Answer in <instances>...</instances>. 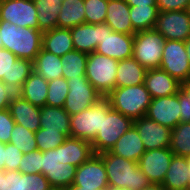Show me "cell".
<instances>
[{
    "label": "cell",
    "mask_w": 190,
    "mask_h": 190,
    "mask_svg": "<svg viewBox=\"0 0 190 190\" xmlns=\"http://www.w3.org/2000/svg\"><path fill=\"white\" fill-rule=\"evenodd\" d=\"M99 155L103 159L110 187L142 190L151 184L136 161L127 160L109 151Z\"/></svg>",
    "instance_id": "obj_1"
},
{
    "label": "cell",
    "mask_w": 190,
    "mask_h": 190,
    "mask_svg": "<svg viewBox=\"0 0 190 190\" xmlns=\"http://www.w3.org/2000/svg\"><path fill=\"white\" fill-rule=\"evenodd\" d=\"M2 48L18 58L33 61L42 48L43 32L31 27H18L8 21H0Z\"/></svg>",
    "instance_id": "obj_2"
},
{
    "label": "cell",
    "mask_w": 190,
    "mask_h": 190,
    "mask_svg": "<svg viewBox=\"0 0 190 190\" xmlns=\"http://www.w3.org/2000/svg\"><path fill=\"white\" fill-rule=\"evenodd\" d=\"M106 98L112 109L133 121L146 115L152 99L144 84L116 87Z\"/></svg>",
    "instance_id": "obj_3"
},
{
    "label": "cell",
    "mask_w": 190,
    "mask_h": 190,
    "mask_svg": "<svg viewBox=\"0 0 190 190\" xmlns=\"http://www.w3.org/2000/svg\"><path fill=\"white\" fill-rule=\"evenodd\" d=\"M117 66L116 59L95 51L88 54L85 76L102 97H107L116 88Z\"/></svg>",
    "instance_id": "obj_4"
},
{
    "label": "cell",
    "mask_w": 190,
    "mask_h": 190,
    "mask_svg": "<svg viewBox=\"0 0 190 190\" xmlns=\"http://www.w3.org/2000/svg\"><path fill=\"white\" fill-rule=\"evenodd\" d=\"M110 108L109 101L103 97L91 107L71 115L70 136L92 143L97 132L101 130L102 114H107Z\"/></svg>",
    "instance_id": "obj_5"
},
{
    "label": "cell",
    "mask_w": 190,
    "mask_h": 190,
    "mask_svg": "<svg viewBox=\"0 0 190 190\" xmlns=\"http://www.w3.org/2000/svg\"><path fill=\"white\" fill-rule=\"evenodd\" d=\"M133 125V120L110 108L107 114H102L101 130L91 143L95 154L110 151L117 140Z\"/></svg>",
    "instance_id": "obj_6"
},
{
    "label": "cell",
    "mask_w": 190,
    "mask_h": 190,
    "mask_svg": "<svg viewBox=\"0 0 190 190\" xmlns=\"http://www.w3.org/2000/svg\"><path fill=\"white\" fill-rule=\"evenodd\" d=\"M165 38L154 29L134 34L133 58L144 68L155 69L161 65Z\"/></svg>",
    "instance_id": "obj_7"
},
{
    "label": "cell",
    "mask_w": 190,
    "mask_h": 190,
    "mask_svg": "<svg viewBox=\"0 0 190 190\" xmlns=\"http://www.w3.org/2000/svg\"><path fill=\"white\" fill-rule=\"evenodd\" d=\"M33 72V61L18 58L7 49L0 48V80L14 93H18Z\"/></svg>",
    "instance_id": "obj_8"
},
{
    "label": "cell",
    "mask_w": 190,
    "mask_h": 190,
    "mask_svg": "<svg viewBox=\"0 0 190 190\" xmlns=\"http://www.w3.org/2000/svg\"><path fill=\"white\" fill-rule=\"evenodd\" d=\"M67 83L69 92L63 108L70 116L82 112L103 98L86 76L72 77Z\"/></svg>",
    "instance_id": "obj_9"
},
{
    "label": "cell",
    "mask_w": 190,
    "mask_h": 190,
    "mask_svg": "<svg viewBox=\"0 0 190 190\" xmlns=\"http://www.w3.org/2000/svg\"><path fill=\"white\" fill-rule=\"evenodd\" d=\"M159 68L180 83L190 79V63L184 41L165 40Z\"/></svg>",
    "instance_id": "obj_10"
},
{
    "label": "cell",
    "mask_w": 190,
    "mask_h": 190,
    "mask_svg": "<svg viewBox=\"0 0 190 190\" xmlns=\"http://www.w3.org/2000/svg\"><path fill=\"white\" fill-rule=\"evenodd\" d=\"M107 187L109 185L103 159L99 154H93L77 167L72 186L69 188L105 190Z\"/></svg>",
    "instance_id": "obj_11"
},
{
    "label": "cell",
    "mask_w": 190,
    "mask_h": 190,
    "mask_svg": "<svg viewBox=\"0 0 190 190\" xmlns=\"http://www.w3.org/2000/svg\"><path fill=\"white\" fill-rule=\"evenodd\" d=\"M37 15L33 0H0V21L39 30Z\"/></svg>",
    "instance_id": "obj_12"
},
{
    "label": "cell",
    "mask_w": 190,
    "mask_h": 190,
    "mask_svg": "<svg viewBox=\"0 0 190 190\" xmlns=\"http://www.w3.org/2000/svg\"><path fill=\"white\" fill-rule=\"evenodd\" d=\"M153 29L165 40L186 41L190 37V14L187 10L159 11Z\"/></svg>",
    "instance_id": "obj_13"
},
{
    "label": "cell",
    "mask_w": 190,
    "mask_h": 190,
    "mask_svg": "<svg viewBox=\"0 0 190 190\" xmlns=\"http://www.w3.org/2000/svg\"><path fill=\"white\" fill-rule=\"evenodd\" d=\"M134 35L113 31L104 23V37L95 52L118 61L133 57Z\"/></svg>",
    "instance_id": "obj_14"
},
{
    "label": "cell",
    "mask_w": 190,
    "mask_h": 190,
    "mask_svg": "<svg viewBox=\"0 0 190 190\" xmlns=\"http://www.w3.org/2000/svg\"><path fill=\"white\" fill-rule=\"evenodd\" d=\"M174 154L170 148L146 150L138 160V167L152 184H161Z\"/></svg>",
    "instance_id": "obj_15"
},
{
    "label": "cell",
    "mask_w": 190,
    "mask_h": 190,
    "mask_svg": "<svg viewBox=\"0 0 190 190\" xmlns=\"http://www.w3.org/2000/svg\"><path fill=\"white\" fill-rule=\"evenodd\" d=\"M179 90L167 97L152 98L146 117L158 124L174 129L180 123Z\"/></svg>",
    "instance_id": "obj_16"
},
{
    "label": "cell",
    "mask_w": 190,
    "mask_h": 190,
    "mask_svg": "<svg viewBox=\"0 0 190 190\" xmlns=\"http://www.w3.org/2000/svg\"><path fill=\"white\" fill-rule=\"evenodd\" d=\"M145 150L169 148L172 129L150 120L146 116L133 121Z\"/></svg>",
    "instance_id": "obj_17"
},
{
    "label": "cell",
    "mask_w": 190,
    "mask_h": 190,
    "mask_svg": "<svg viewBox=\"0 0 190 190\" xmlns=\"http://www.w3.org/2000/svg\"><path fill=\"white\" fill-rule=\"evenodd\" d=\"M73 46L76 51L92 53L104 37V23H82L70 29Z\"/></svg>",
    "instance_id": "obj_18"
},
{
    "label": "cell",
    "mask_w": 190,
    "mask_h": 190,
    "mask_svg": "<svg viewBox=\"0 0 190 190\" xmlns=\"http://www.w3.org/2000/svg\"><path fill=\"white\" fill-rule=\"evenodd\" d=\"M8 109L16 124L24 126L34 133L40 129L41 108L32 105L20 95L15 94Z\"/></svg>",
    "instance_id": "obj_19"
},
{
    "label": "cell",
    "mask_w": 190,
    "mask_h": 190,
    "mask_svg": "<svg viewBox=\"0 0 190 190\" xmlns=\"http://www.w3.org/2000/svg\"><path fill=\"white\" fill-rule=\"evenodd\" d=\"M60 163L79 167L86 162L94 153L89 141L75 137H67L62 145L57 147Z\"/></svg>",
    "instance_id": "obj_20"
},
{
    "label": "cell",
    "mask_w": 190,
    "mask_h": 190,
    "mask_svg": "<svg viewBox=\"0 0 190 190\" xmlns=\"http://www.w3.org/2000/svg\"><path fill=\"white\" fill-rule=\"evenodd\" d=\"M144 85L151 98L174 95L180 88V82L160 68L147 70Z\"/></svg>",
    "instance_id": "obj_21"
},
{
    "label": "cell",
    "mask_w": 190,
    "mask_h": 190,
    "mask_svg": "<svg viewBox=\"0 0 190 190\" xmlns=\"http://www.w3.org/2000/svg\"><path fill=\"white\" fill-rule=\"evenodd\" d=\"M145 151L143 141L136 127L132 125V127L117 140L109 152L127 160L138 162Z\"/></svg>",
    "instance_id": "obj_22"
},
{
    "label": "cell",
    "mask_w": 190,
    "mask_h": 190,
    "mask_svg": "<svg viewBox=\"0 0 190 190\" xmlns=\"http://www.w3.org/2000/svg\"><path fill=\"white\" fill-rule=\"evenodd\" d=\"M113 31L133 34L130 20V6L125 0H108L105 22Z\"/></svg>",
    "instance_id": "obj_23"
},
{
    "label": "cell",
    "mask_w": 190,
    "mask_h": 190,
    "mask_svg": "<svg viewBox=\"0 0 190 190\" xmlns=\"http://www.w3.org/2000/svg\"><path fill=\"white\" fill-rule=\"evenodd\" d=\"M5 190H52L43 174H22L16 170L5 171Z\"/></svg>",
    "instance_id": "obj_24"
},
{
    "label": "cell",
    "mask_w": 190,
    "mask_h": 190,
    "mask_svg": "<svg viewBox=\"0 0 190 190\" xmlns=\"http://www.w3.org/2000/svg\"><path fill=\"white\" fill-rule=\"evenodd\" d=\"M70 117L63 107L45 105L40 112V128L60 131L66 138L70 137Z\"/></svg>",
    "instance_id": "obj_25"
},
{
    "label": "cell",
    "mask_w": 190,
    "mask_h": 190,
    "mask_svg": "<svg viewBox=\"0 0 190 190\" xmlns=\"http://www.w3.org/2000/svg\"><path fill=\"white\" fill-rule=\"evenodd\" d=\"M42 48L59 57L74 50L70 29L56 27L44 31L42 34Z\"/></svg>",
    "instance_id": "obj_26"
},
{
    "label": "cell",
    "mask_w": 190,
    "mask_h": 190,
    "mask_svg": "<svg viewBox=\"0 0 190 190\" xmlns=\"http://www.w3.org/2000/svg\"><path fill=\"white\" fill-rule=\"evenodd\" d=\"M147 69L133 57L118 61L116 87L144 84Z\"/></svg>",
    "instance_id": "obj_27"
},
{
    "label": "cell",
    "mask_w": 190,
    "mask_h": 190,
    "mask_svg": "<svg viewBox=\"0 0 190 190\" xmlns=\"http://www.w3.org/2000/svg\"><path fill=\"white\" fill-rule=\"evenodd\" d=\"M188 170L186 157L174 155L162 186L166 190H189Z\"/></svg>",
    "instance_id": "obj_28"
},
{
    "label": "cell",
    "mask_w": 190,
    "mask_h": 190,
    "mask_svg": "<svg viewBox=\"0 0 190 190\" xmlns=\"http://www.w3.org/2000/svg\"><path fill=\"white\" fill-rule=\"evenodd\" d=\"M47 91L48 81L33 71L17 94L32 105L42 108L46 105Z\"/></svg>",
    "instance_id": "obj_29"
},
{
    "label": "cell",
    "mask_w": 190,
    "mask_h": 190,
    "mask_svg": "<svg viewBox=\"0 0 190 190\" xmlns=\"http://www.w3.org/2000/svg\"><path fill=\"white\" fill-rule=\"evenodd\" d=\"M62 67L61 57L50 53L43 48H41L40 52L33 60V71L48 82L63 77Z\"/></svg>",
    "instance_id": "obj_30"
},
{
    "label": "cell",
    "mask_w": 190,
    "mask_h": 190,
    "mask_svg": "<svg viewBox=\"0 0 190 190\" xmlns=\"http://www.w3.org/2000/svg\"><path fill=\"white\" fill-rule=\"evenodd\" d=\"M84 0H67L61 5L57 27L71 29L85 23Z\"/></svg>",
    "instance_id": "obj_31"
},
{
    "label": "cell",
    "mask_w": 190,
    "mask_h": 190,
    "mask_svg": "<svg viewBox=\"0 0 190 190\" xmlns=\"http://www.w3.org/2000/svg\"><path fill=\"white\" fill-rule=\"evenodd\" d=\"M37 9L39 30L44 32L57 27V21L61 12L59 0H33Z\"/></svg>",
    "instance_id": "obj_32"
},
{
    "label": "cell",
    "mask_w": 190,
    "mask_h": 190,
    "mask_svg": "<svg viewBox=\"0 0 190 190\" xmlns=\"http://www.w3.org/2000/svg\"><path fill=\"white\" fill-rule=\"evenodd\" d=\"M158 13L157 5L130 6V20L133 26V35L139 31L153 29Z\"/></svg>",
    "instance_id": "obj_33"
},
{
    "label": "cell",
    "mask_w": 190,
    "mask_h": 190,
    "mask_svg": "<svg viewBox=\"0 0 190 190\" xmlns=\"http://www.w3.org/2000/svg\"><path fill=\"white\" fill-rule=\"evenodd\" d=\"M87 58V53L76 51L75 49L63 55L61 57L63 77L68 80L72 77L85 76Z\"/></svg>",
    "instance_id": "obj_34"
},
{
    "label": "cell",
    "mask_w": 190,
    "mask_h": 190,
    "mask_svg": "<svg viewBox=\"0 0 190 190\" xmlns=\"http://www.w3.org/2000/svg\"><path fill=\"white\" fill-rule=\"evenodd\" d=\"M169 148L176 156H190V122H180L172 129Z\"/></svg>",
    "instance_id": "obj_35"
},
{
    "label": "cell",
    "mask_w": 190,
    "mask_h": 190,
    "mask_svg": "<svg viewBox=\"0 0 190 190\" xmlns=\"http://www.w3.org/2000/svg\"><path fill=\"white\" fill-rule=\"evenodd\" d=\"M76 166L59 163L45 175L52 188L68 189L76 175Z\"/></svg>",
    "instance_id": "obj_36"
},
{
    "label": "cell",
    "mask_w": 190,
    "mask_h": 190,
    "mask_svg": "<svg viewBox=\"0 0 190 190\" xmlns=\"http://www.w3.org/2000/svg\"><path fill=\"white\" fill-rule=\"evenodd\" d=\"M10 143L23 154L38 150L35 133L16 123L11 132Z\"/></svg>",
    "instance_id": "obj_37"
},
{
    "label": "cell",
    "mask_w": 190,
    "mask_h": 190,
    "mask_svg": "<svg viewBox=\"0 0 190 190\" xmlns=\"http://www.w3.org/2000/svg\"><path fill=\"white\" fill-rule=\"evenodd\" d=\"M68 92V83L64 77L49 81L46 105L53 107H63Z\"/></svg>",
    "instance_id": "obj_38"
},
{
    "label": "cell",
    "mask_w": 190,
    "mask_h": 190,
    "mask_svg": "<svg viewBox=\"0 0 190 190\" xmlns=\"http://www.w3.org/2000/svg\"><path fill=\"white\" fill-rule=\"evenodd\" d=\"M36 144L41 152L52 150L62 145L66 137L60 131H52L40 128L35 132Z\"/></svg>",
    "instance_id": "obj_39"
},
{
    "label": "cell",
    "mask_w": 190,
    "mask_h": 190,
    "mask_svg": "<svg viewBox=\"0 0 190 190\" xmlns=\"http://www.w3.org/2000/svg\"><path fill=\"white\" fill-rule=\"evenodd\" d=\"M108 0H84L85 23L102 24L107 14Z\"/></svg>",
    "instance_id": "obj_40"
},
{
    "label": "cell",
    "mask_w": 190,
    "mask_h": 190,
    "mask_svg": "<svg viewBox=\"0 0 190 190\" xmlns=\"http://www.w3.org/2000/svg\"><path fill=\"white\" fill-rule=\"evenodd\" d=\"M43 152L31 151L23 155L18 171L22 174H42Z\"/></svg>",
    "instance_id": "obj_41"
},
{
    "label": "cell",
    "mask_w": 190,
    "mask_h": 190,
    "mask_svg": "<svg viewBox=\"0 0 190 190\" xmlns=\"http://www.w3.org/2000/svg\"><path fill=\"white\" fill-rule=\"evenodd\" d=\"M15 121L10 115L9 109L0 110V142H10L11 132L14 129Z\"/></svg>",
    "instance_id": "obj_42"
},
{
    "label": "cell",
    "mask_w": 190,
    "mask_h": 190,
    "mask_svg": "<svg viewBox=\"0 0 190 190\" xmlns=\"http://www.w3.org/2000/svg\"><path fill=\"white\" fill-rule=\"evenodd\" d=\"M23 155L12 143L5 144V171H18Z\"/></svg>",
    "instance_id": "obj_43"
},
{
    "label": "cell",
    "mask_w": 190,
    "mask_h": 190,
    "mask_svg": "<svg viewBox=\"0 0 190 190\" xmlns=\"http://www.w3.org/2000/svg\"><path fill=\"white\" fill-rule=\"evenodd\" d=\"M190 0H157L161 12L187 10Z\"/></svg>",
    "instance_id": "obj_44"
},
{
    "label": "cell",
    "mask_w": 190,
    "mask_h": 190,
    "mask_svg": "<svg viewBox=\"0 0 190 190\" xmlns=\"http://www.w3.org/2000/svg\"><path fill=\"white\" fill-rule=\"evenodd\" d=\"M60 160L58 158L57 148L47 150L43 152L42 159V174L45 176L49 173V170L59 165Z\"/></svg>",
    "instance_id": "obj_45"
},
{
    "label": "cell",
    "mask_w": 190,
    "mask_h": 190,
    "mask_svg": "<svg viewBox=\"0 0 190 190\" xmlns=\"http://www.w3.org/2000/svg\"><path fill=\"white\" fill-rule=\"evenodd\" d=\"M180 122H190V103L187 95L179 88Z\"/></svg>",
    "instance_id": "obj_46"
},
{
    "label": "cell",
    "mask_w": 190,
    "mask_h": 190,
    "mask_svg": "<svg viewBox=\"0 0 190 190\" xmlns=\"http://www.w3.org/2000/svg\"><path fill=\"white\" fill-rule=\"evenodd\" d=\"M14 93L0 80V110L7 109L13 98Z\"/></svg>",
    "instance_id": "obj_47"
},
{
    "label": "cell",
    "mask_w": 190,
    "mask_h": 190,
    "mask_svg": "<svg viewBox=\"0 0 190 190\" xmlns=\"http://www.w3.org/2000/svg\"><path fill=\"white\" fill-rule=\"evenodd\" d=\"M129 6L157 5V0H125Z\"/></svg>",
    "instance_id": "obj_48"
},
{
    "label": "cell",
    "mask_w": 190,
    "mask_h": 190,
    "mask_svg": "<svg viewBox=\"0 0 190 190\" xmlns=\"http://www.w3.org/2000/svg\"><path fill=\"white\" fill-rule=\"evenodd\" d=\"M0 171H5V144L0 142Z\"/></svg>",
    "instance_id": "obj_49"
},
{
    "label": "cell",
    "mask_w": 190,
    "mask_h": 190,
    "mask_svg": "<svg viewBox=\"0 0 190 190\" xmlns=\"http://www.w3.org/2000/svg\"><path fill=\"white\" fill-rule=\"evenodd\" d=\"M180 89L187 95V100L190 103V79L181 82Z\"/></svg>",
    "instance_id": "obj_50"
},
{
    "label": "cell",
    "mask_w": 190,
    "mask_h": 190,
    "mask_svg": "<svg viewBox=\"0 0 190 190\" xmlns=\"http://www.w3.org/2000/svg\"><path fill=\"white\" fill-rule=\"evenodd\" d=\"M142 190H166L161 184H150L148 187Z\"/></svg>",
    "instance_id": "obj_51"
},
{
    "label": "cell",
    "mask_w": 190,
    "mask_h": 190,
    "mask_svg": "<svg viewBox=\"0 0 190 190\" xmlns=\"http://www.w3.org/2000/svg\"><path fill=\"white\" fill-rule=\"evenodd\" d=\"M5 171H0V190H5Z\"/></svg>",
    "instance_id": "obj_52"
},
{
    "label": "cell",
    "mask_w": 190,
    "mask_h": 190,
    "mask_svg": "<svg viewBox=\"0 0 190 190\" xmlns=\"http://www.w3.org/2000/svg\"><path fill=\"white\" fill-rule=\"evenodd\" d=\"M184 45H185L186 53L188 54V60L190 63V37L186 41H184Z\"/></svg>",
    "instance_id": "obj_53"
},
{
    "label": "cell",
    "mask_w": 190,
    "mask_h": 190,
    "mask_svg": "<svg viewBox=\"0 0 190 190\" xmlns=\"http://www.w3.org/2000/svg\"><path fill=\"white\" fill-rule=\"evenodd\" d=\"M186 163L189 168V190H190V156L186 157Z\"/></svg>",
    "instance_id": "obj_54"
},
{
    "label": "cell",
    "mask_w": 190,
    "mask_h": 190,
    "mask_svg": "<svg viewBox=\"0 0 190 190\" xmlns=\"http://www.w3.org/2000/svg\"><path fill=\"white\" fill-rule=\"evenodd\" d=\"M105 190H129V189H126V188H113V187H107Z\"/></svg>",
    "instance_id": "obj_55"
},
{
    "label": "cell",
    "mask_w": 190,
    "mask_h": 190,
    "mask_svg": "<svg viewBox=\"0 0 190 190\" xmlns=\"http://www.w3.org/2000/svg\"><path fill=\"white\" fill-rule=\"evenodd\" d=\"M68 190H94V189H88V188H68Z\"/></svg>",
    "instance_id": "obj_56"
},
{
    "label": "cell",
    "mask_w": 190,
    "mask_h": 190,
    "mask_svg": "<svg viewBox=\"0 0 190 190\" xmlns=\"http://www.w3.org/2000/svg\"><path fill=\"white\" fill-rule=\"evenodd\" d=\"M187 12L190 14V2H189V6L187 8Z\"/></svg>",
    "instance_id": "obj_57"
},
{
    "label": "cell",
    "mask_w": 190,
    "mask_h": 190,
    "mask_svg": "<svg viewBox=\"0 0 190 190\" xmlns=\"http://www.w3.org/2000/svg\"><path fill=\"white\" fill-rule=\"evenodd\" d=\"M0 48H2L1 34H0Z\"/></svg>",
    "instance_id": "obj_58"
},
{
    "label": "cell",
    "mask_w": 190,
    "mask_h": 190,
    "mask_svg": "<svg viewBox=\"0 0 190 190\" xmlns=\"http://www.w3.org/2000/svg\"><path fill=\"white\" fill-rule=\"evenodd\" d=\"M52 190H68V189H57V188H53Z\"/></svg>",
    "instance_id": "obj_59"
},
{
    "label": "cell",
    "mask_w": 190,
    "mask_h": 190,
    "mask_svg": "<svg viewBox=\"0 0 190 190\" xmlns=\"http://www.w3.org/2000/svg\"><path fill=\"white\" fill-rule=\"evenodd\" d=\"M60 1V3H63V2H66L67 0H59Z\"/></svg>",
    "instance_id": "obj_60"
}]
</instances>
